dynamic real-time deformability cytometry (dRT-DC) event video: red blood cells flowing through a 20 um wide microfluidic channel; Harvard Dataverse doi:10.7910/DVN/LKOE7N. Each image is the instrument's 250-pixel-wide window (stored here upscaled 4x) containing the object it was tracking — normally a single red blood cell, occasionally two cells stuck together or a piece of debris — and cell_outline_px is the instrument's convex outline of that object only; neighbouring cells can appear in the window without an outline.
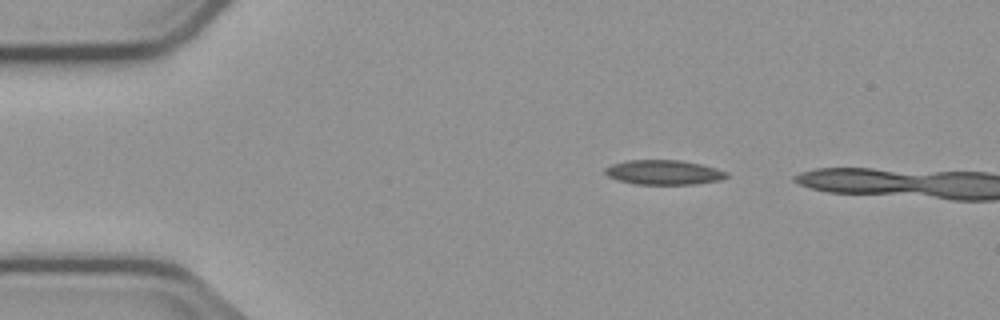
{"species": "common noctule bat (a hibernating species)", "species_latin": "Nyctalus noctula", "temperature_condition": "cold", "stored_images_in_passage": 3, "camera_frame_rate_fps": 3000, "um_per_image_px": 0.085, "animal": {"sex": "male", "body_mass_g": 23.1, "forearm_length_mm": 52.7}, "frame": {"image": 1, "passage_image": 1, "time_ms": 0.0, "image_size_px": [1000, 320], "cell_outline_px": [[728, 176], [720, 180], [696, 184], [636, 184], [620, 180], [608, 176], [604, 172], [604, 168], [612, 164], [628, 160], [680, 160], [700, 164], [716, 168], [728, 172]], "centroid_in_image_um": [56.43, 14.64], "position_along_channel_um": 28.6, "area_um2": 17.34}}